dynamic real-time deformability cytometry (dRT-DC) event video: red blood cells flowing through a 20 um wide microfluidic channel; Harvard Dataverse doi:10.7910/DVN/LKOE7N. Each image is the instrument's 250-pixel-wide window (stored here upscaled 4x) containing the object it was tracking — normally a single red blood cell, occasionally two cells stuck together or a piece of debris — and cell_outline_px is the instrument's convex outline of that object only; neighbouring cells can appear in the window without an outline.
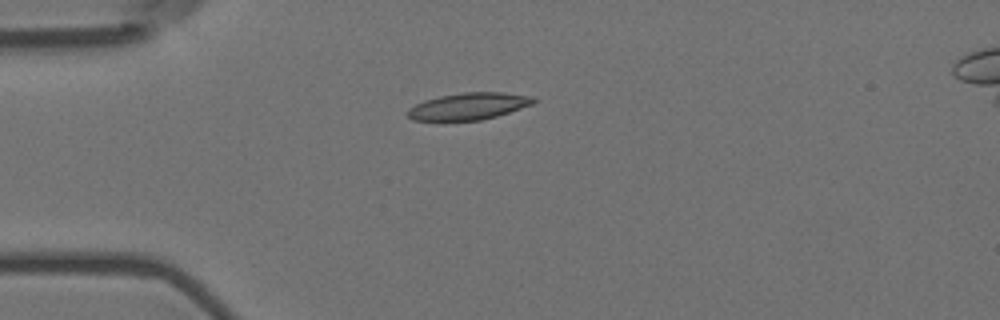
{"species": "Egyptian fruit bat (a non-hibernating species)", "species_latin": "Rousettus aegyptiacus", "temperature_condition": "room temperature", "stored_images_in_passage": 6, "camera_frame_rate_fps": 3000, "um_per_image_px": 0.085, "animal": {"sex": "female"}, "frame": {"image": 1, "passage_image": 4, "time_ms": 1.0, "image_size_px": [1000, 320], "cell_outline_px": [[536, 100], [532, 104], [496, 116], [480, 120], [412, 120], [408, 116], [408, 108], [424, 100], [440, 96], [464, 92], [504, 92], [536, 96]], "centroid_in_image_um": [39.86, 9.01], "position_along_channel_um": 45.1, "area_um2": 19.59}}
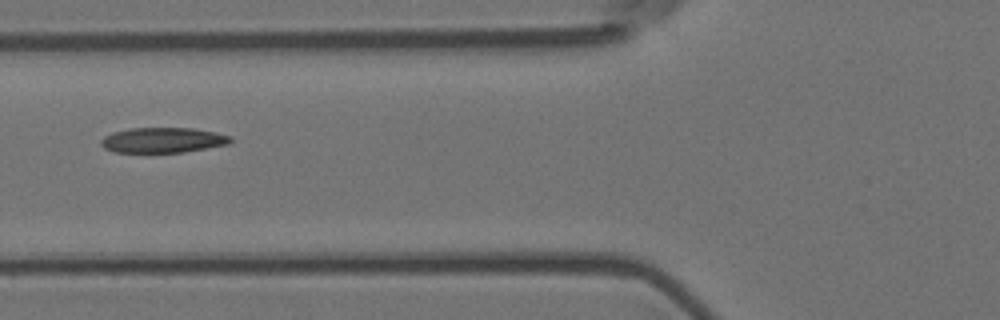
{"frame": {"image": 2, "passage_image": 6, "time_ms": 1.667, "image_size_px": [1000, 320], "cell_outline_px": [[232, 140], [228, 144], [184, 152], [116, 152], [104, 148], [100, 144], [100, 140], [104, 136], [112, 132], [128, 128], [192, 128], [232, 136]], "centroid_in_image_um": [13.8, 11.9], "position_along_channel_um": 112.0, "area_um2": 18.96}}